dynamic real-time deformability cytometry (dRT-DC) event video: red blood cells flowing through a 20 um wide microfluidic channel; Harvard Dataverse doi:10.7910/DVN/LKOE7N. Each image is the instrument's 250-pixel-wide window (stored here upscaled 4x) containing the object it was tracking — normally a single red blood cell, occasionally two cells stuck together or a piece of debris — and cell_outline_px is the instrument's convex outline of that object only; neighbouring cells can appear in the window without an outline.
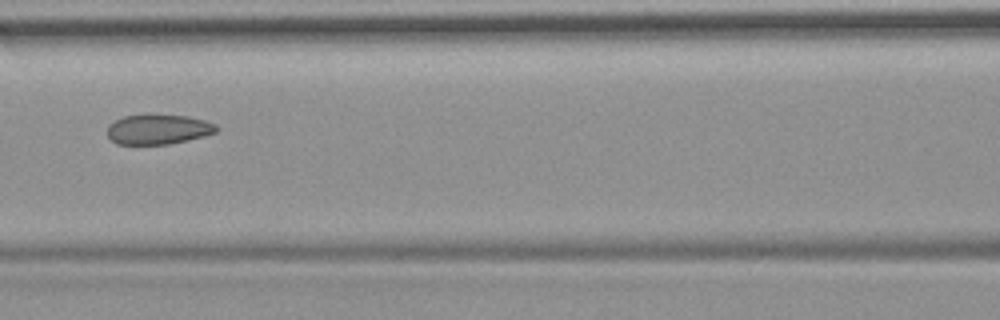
{"species": "common noctule bat (a hibernating species)", "species_latin": "Nyctalus noctula", "temperature_condition": "room temperature", "stored_images_in_passage": 9, "camera_frame_rate_fps": 3000, "um_per_image_px": 0.085, "animal": {"sex": "female", "body_mass_g": 19.9}, "frame": {"image": 1, "passage_image": 7, "time_ms": 7.0, "image_size_px": [1000, 320], "cell_outline_px": [[220, 128], [216, 132], [204, 136], [188, 140], [168, 144], [116, 144], [108, 136], [108, 124], [124, 116], [188, 116], [204, 120], [216, 124]], "centroid_in_image_um": [13.48, 11.01], "position_along_channel_um": 153.1, "area_um2": 18.67}}
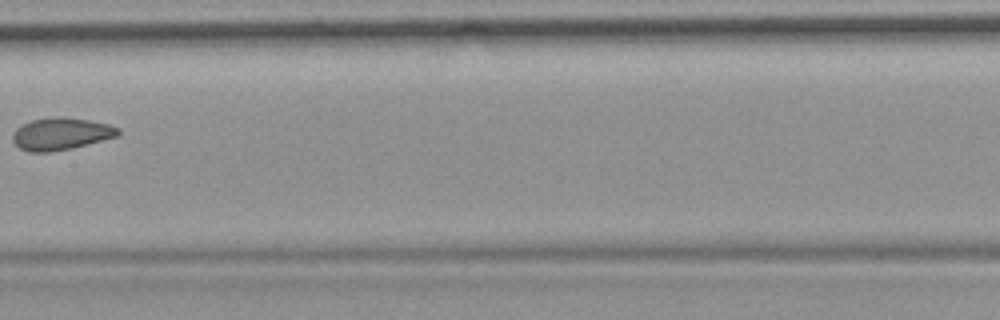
{"frame": {"image": 2, "passage_image": 8, "time_ms": 8.333, "image_size_px": [1000, 320], "cell_outline_px": [[120, 132], [116, 136], [72, 148], [52, 152], [28, 152], [20, 148], [12, 140], [12, 136], [16, 128], [32, 120], [52, 116], [64, 116], [88, 120], [108, 124], [120, 128]], "centroid_in_image_um": [5.16, 11.37], "position_along_channel_um": 202.2, "area_um2": 19.77}}